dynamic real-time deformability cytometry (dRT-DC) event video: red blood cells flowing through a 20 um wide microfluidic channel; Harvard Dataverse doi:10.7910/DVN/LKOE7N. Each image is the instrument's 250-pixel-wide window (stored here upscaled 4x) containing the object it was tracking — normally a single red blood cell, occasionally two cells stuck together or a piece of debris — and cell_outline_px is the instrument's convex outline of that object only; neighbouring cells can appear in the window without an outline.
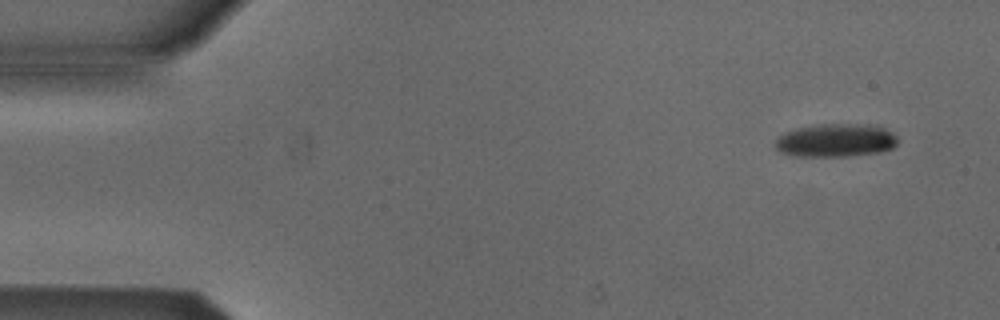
{"species": "Egyptian fruit bat (a non-hibernating species)", "species_latin": "Rousettus aegyptiacus", "temperature_condition": "cold", "stored_images_in_passage": 4, "camera_frame_rate_fps": 3000, "um_per_image_px": 0.085, "animal": {"sex": "male"}, "frame": {"image": 1, "passage_image": 1, "time_ms": 0.0, "image_size_px": [1000, 320], "cell_outline_px": [[900, 140], [892, 148], [880, 152], [848, 156], [796, 156], [780, 152], [776, 148], [776, 140], [784, 132], [796, 128], [816, 124], [868, 124], [884, 128], [892, 132]], "centroid_in_image_um": [71.05, 11.92], "position_along_channel_um": 13.9, "area_um2": 23.81}}